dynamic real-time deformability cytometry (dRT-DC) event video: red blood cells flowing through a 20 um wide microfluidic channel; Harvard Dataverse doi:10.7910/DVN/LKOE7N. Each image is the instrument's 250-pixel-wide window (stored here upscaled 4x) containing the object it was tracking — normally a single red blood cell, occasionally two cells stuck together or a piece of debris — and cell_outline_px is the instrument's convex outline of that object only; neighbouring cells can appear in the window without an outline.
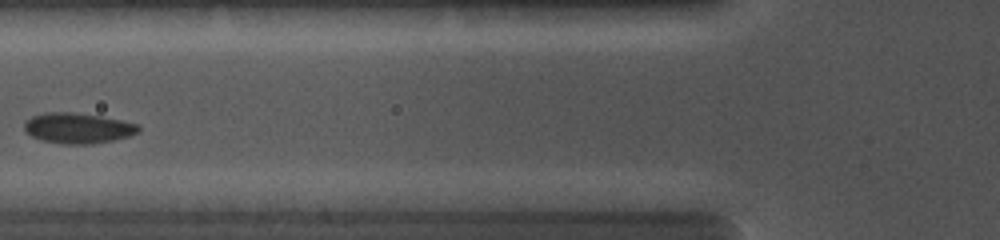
{"species": "common noctule bat (a hibernating species)", "species_latin": "Nyctalus noctula", "temperature_condition": "cold", "stored_images_in_passage": 3, "camera_frame_rate_fps": 5000, "um_per_image_px": 0.085, "animal": {"sex": "female", "body_mass_g": 19.0, "forearm_length_mm": 56.7}, "frame": {"image": 1, "passage_image": 3, "time_ms": 2.2, "image_size_px": [1000, 240], "cell_outline_px": [[140, 128], [136, 132], [128, 136], [112, 140], [92, 144], [64, 144], [40, 140], [24, 132], [24, 120], [32, 116], [44, 112], [76, 112], [100, 116], [140, 124]], "centroid_in_image_um": [6.56, 10.88], "position_along_channel_um": 119.2, "area_um2": 20.4}}